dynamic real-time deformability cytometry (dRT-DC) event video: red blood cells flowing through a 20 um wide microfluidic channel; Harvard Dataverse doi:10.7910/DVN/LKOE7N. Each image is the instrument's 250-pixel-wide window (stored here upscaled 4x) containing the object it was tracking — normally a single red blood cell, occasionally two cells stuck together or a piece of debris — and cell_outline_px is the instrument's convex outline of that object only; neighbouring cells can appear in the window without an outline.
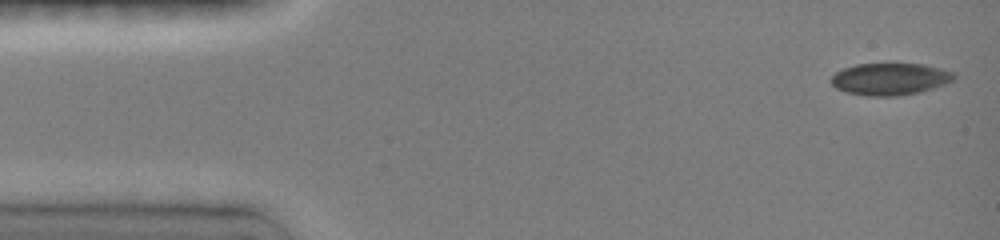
{"species": "common noctule bat (a hibernating species)", "species_latin": "Nyctalus noctula", "temperature_condition": "room temperature", "stored_images_in_passage": 9, "camera_frame_rate_fps": 3000, "um_per_image_px": 0.085, "animal": {"sex": "female", "body_mass_g": 19.0, "forearm_length_mm": 51.5}, "frame": {"image": 1, "passage_image": 1, "time_ms": 0.0, "image_size_px": [1000, 240], "cell_outline_px": [[956, 76], [952, 80], [944, 84], [920, 92], [896, 96], [868, 96], [844, 92], [836, 88], [828, 80], [836, 72], [844, 68], [856, 64], [924, 64], [940, 68], [952, 72]], "centroid_in_image_um": [75.61, 6.72], "position_along_channel_um": 9.4, "area_um2": 22.89}}
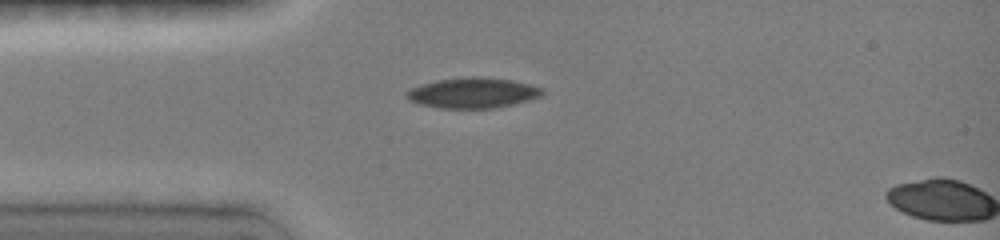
{"frame": {"image": 2, "passage_image": 8, "time_ms": 2.333, "image_size_px": [1000, 240], "cell_outline_px": [[544, 96], [532, 100], [496, 108], [440, 108], [420, 104], [408, 100], [404, 96], [412, 88], [424, 84], [440, 80], [512, 80], [544, 88]], "centroid_in_image_um": [40.26, 7.96], "position_along_channel_um": 44.7, "area_um2": 22.95}}